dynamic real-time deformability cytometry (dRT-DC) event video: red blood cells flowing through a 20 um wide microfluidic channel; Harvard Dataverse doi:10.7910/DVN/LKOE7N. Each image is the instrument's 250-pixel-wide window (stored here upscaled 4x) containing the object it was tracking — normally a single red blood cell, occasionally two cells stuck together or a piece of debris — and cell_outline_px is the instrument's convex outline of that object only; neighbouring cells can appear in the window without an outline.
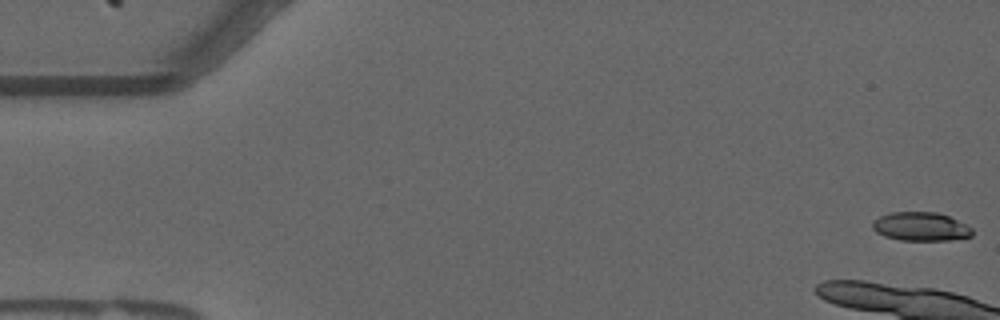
{"species": "common noctule bat (a hibernating species)", "species_latin": "Nyctalus noctula", "temperature_condition": "warm", "stored_images_in_passage": 19, "camera_frame_rate_fps": 3000, "um_per_image_px": 0.085, "animal": {"sex": "male", "forearm_length_mm": 52.5}, "frame": {"image": 1, "passage_image": 1, "time_ms": 0.0, "image_size_px": [1000, 320], "cell_outline_px": [[972, 236], [948, 240], [900, 240], [884, 236], [876, 232], [872, 228], [872, 224], [880, 216], [892, 212], [936, 212], [948, 216], [972, 228]], "centroid_in_image_um": [78.25, 19.26], "position_along_channel_um": 6.8, "area_um2": 16.47}}